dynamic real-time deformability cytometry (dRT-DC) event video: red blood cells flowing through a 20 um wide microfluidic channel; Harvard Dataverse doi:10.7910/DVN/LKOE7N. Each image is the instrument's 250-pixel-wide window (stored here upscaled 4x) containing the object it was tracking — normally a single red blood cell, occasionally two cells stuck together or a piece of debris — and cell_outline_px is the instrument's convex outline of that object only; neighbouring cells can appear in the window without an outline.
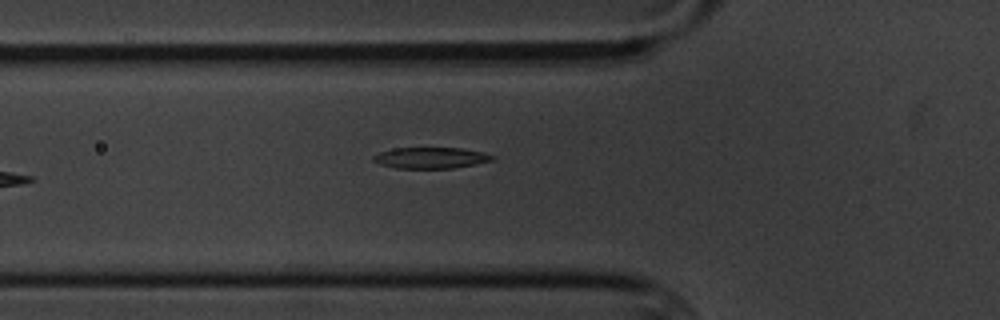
{"species": "common noctule bat (a hibernating species)", "species_latin": "Nyctalus noctula", "temperature_condition": "cold", "stored_images_in_passage": 6, "camera_frame_rate_fps": 3000, "um_per_image_px": 0.085, "animal": {"sex": "male", "body_mass_g": 20.1, "forearm_length_mm": 53.5}, "frame": {"image": 1, "passage_image": 6, "time_ms": 6.667, "image_size_px": [1000, 320], "cell_outline_px": [[496, 156], [492, 160], [476, 164], [452, 168], [396, 168], [380, 164], [372, 160], [372, 156], [380, 152], [392, 148], [464, 148], [484, 152]], "centroid_in_image_um": [36.62, 13.41], "position_along_channel_um": 89.2, "area_um2": 14.68}}